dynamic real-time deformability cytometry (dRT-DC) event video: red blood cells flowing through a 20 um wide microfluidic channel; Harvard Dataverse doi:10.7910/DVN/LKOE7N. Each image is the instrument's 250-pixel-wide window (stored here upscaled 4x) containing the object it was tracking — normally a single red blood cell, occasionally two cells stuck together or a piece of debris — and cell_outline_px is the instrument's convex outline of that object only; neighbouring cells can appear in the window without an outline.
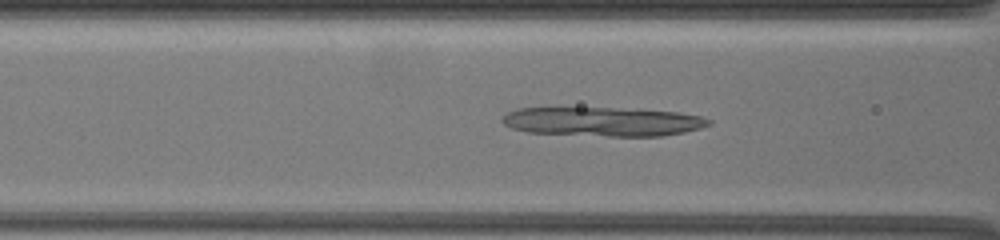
{"species": "common noctule bat (a hibernating species)", "species_latin": "Nyctalus noctula", "temperature_condition": "warm", "stored_images_in_passage": 26, "camera_frame_rate_fps": 3000, "um_per_image_px": 0.085, "animal": {"sex": "female", "body_mass_g": 19.5, "forearm_length_mm": 54.1}, "frame": {"image": 1, "passage_image": 22, "time_ms": 9.667, "image_size_px": [1000, 240], "cell_outline_px": [[712, 124], [700, 128], [684, 132], [660, 136], [608, 136], [528, 132], [512, 128], [504, 124], [500, 120], [508, 112], [520, 108], [644, 108], [680, 112], [700, 116], [712, 120]], "centroid_in_image_um": [51.31, 10.32], "position_along_channel_um": 115.3, "area_um2": 35.26}}
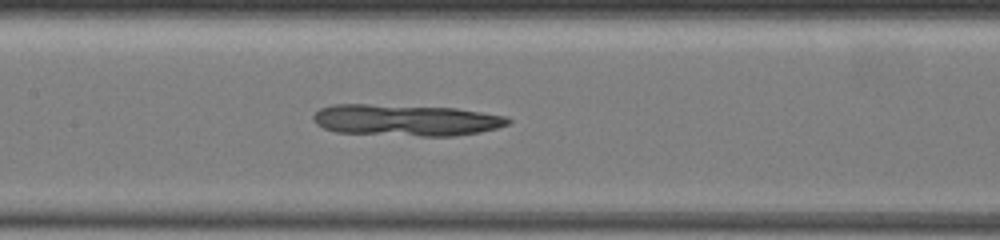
{"frame": {"image": 2, "passage_image": 26, "time_ms": 11.333, "image_size_px": [1000, 240], "cell_outline_px": [[512, 120], [508, 124], [496, 128], [480, 132], [456, 136], [420, 136], [336, 132], [324, 128], [316, 124], [312, 120], [312, 116], [320, 108], [336, 104], [368, 104], [456, 108], [508, 116]], "centroid_in_image_um": [34.51, 10.21], "position_along_channel_um": 172.9, "area_um2": 35.84}}